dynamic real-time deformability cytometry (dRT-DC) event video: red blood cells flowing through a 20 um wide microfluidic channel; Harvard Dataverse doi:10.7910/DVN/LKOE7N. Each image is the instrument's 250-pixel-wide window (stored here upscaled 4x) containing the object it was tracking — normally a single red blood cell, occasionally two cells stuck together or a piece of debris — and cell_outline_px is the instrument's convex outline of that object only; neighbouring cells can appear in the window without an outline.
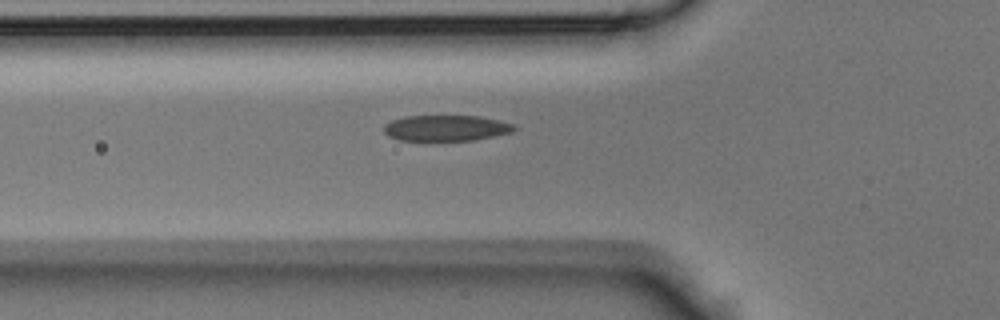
{"species": "Egyptian fruit bat (a non-hibernating species)", "species_latin": "Rousettus aegyptiacus", "temperature_condition": "room temperature", "stored_images_in_passage": 31, "camera_frame_rate_fps": 3000, "um_per_image_px": 0.085, "animal": {"sex": "male"}, "frame": {"image": 1, "passage_image": 2, "time_ms": 0.333, "image_size_px": [1000, 320], "cell_outline_px": [[520, 128], [512, 132], [476, 140], [400, 140], [388, 136], [384, 132], [384, 124], [392, 120], [404, 116], [480, 116], [500, 120], [512, 124]], "centroid_in_image_um": [37.94, 10.88], "position_along_channel_um": 87.9, "area_um2": 19.71}}
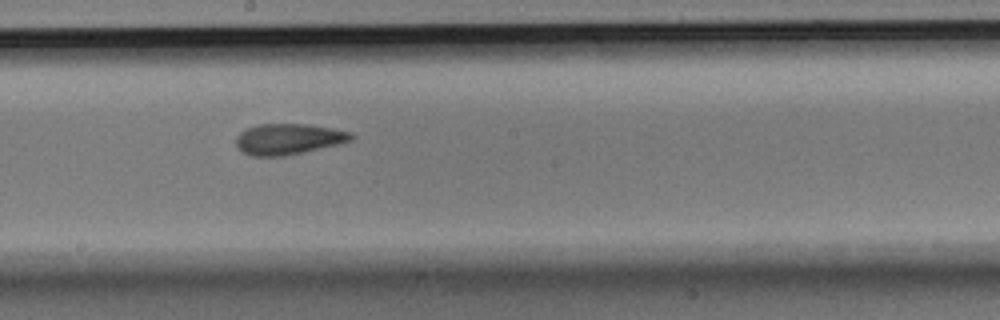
{"frame": {"image": 2, "passage_image": 11, "time_ms": 3.333, "image_size_px": [1000, 320], "cell_outline_px": [[356, 136], [352, 140], [336, 144], [284, 156], [252, 156], [244, 152], [236, 144], [236, 136], [240, 132], [248, 128], [260, 124], [308, 124], [332, 128], [352, 132]], "centroid_in_image_um": [24.53, 11.81], "position_along_channel_um": 223.7, "area_um2": 20.46}}
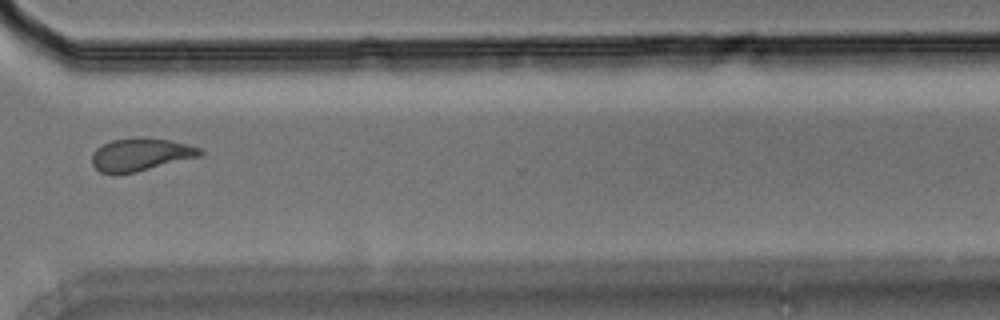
{"frame": {"image": 3, "passage_image": 20, "time_ms": 6.333, "image_size_px": [1000, 320], "cell_outline_px": [[204, 152], [200, 156], [136, 172], [116, 176], [112, 176], [100, 172], [92, 164], [92, 152], [96, 148], [112, 140], [136, 136], [140, 136], [168, 140], [188, 144], [200, 148]], "centroid_in_image_um": [11.9, 13.15], "position_along_channel_um": 358.7, "area_um2": 21.04}}